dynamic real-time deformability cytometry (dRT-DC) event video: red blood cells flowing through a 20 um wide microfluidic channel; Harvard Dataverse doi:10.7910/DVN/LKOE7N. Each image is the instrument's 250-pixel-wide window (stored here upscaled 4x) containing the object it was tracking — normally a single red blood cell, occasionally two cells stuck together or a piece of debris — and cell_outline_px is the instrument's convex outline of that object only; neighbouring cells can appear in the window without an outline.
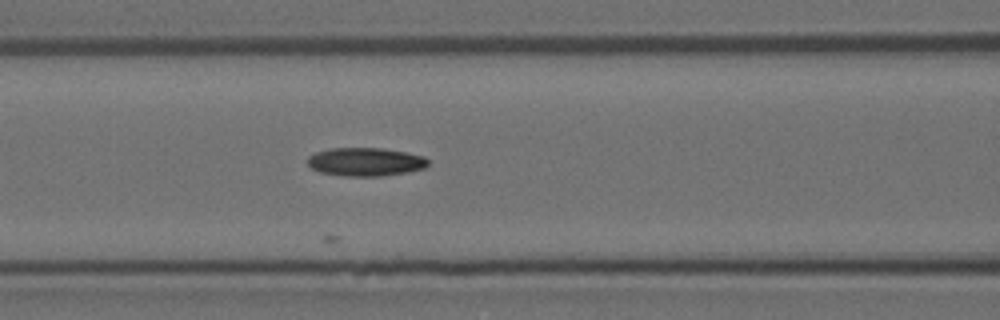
{"species": "Egyptian fruit bat (a non-hibernating species)", "species_latin": "Rousettus aegyptiacus", "temperature_condition": "room temperature", "stored_images_in_passage": 23, "camera_frame_rate_fps": 3000, "um_per_image_px": 0.085, "animal": {"sex": "female"}, "frame": {"image": 1, "passage_image": 14, "time_ms": 4.333, "image_size_px": [1000, 320], "cell_outline_px": [[428, 164], [424, 168], [408, 172], [380, 176], [344, 176], [320, 172], [312, 168], [308, 164], [308, 156], [316, 152], [332, 148], [380, 148], [404, 152], [424, 156], [428, 160]], "centroid_in_image_um": [31.06, 13.76], "position_along_channel_um": 135.5, "area_um2": 19.83}}
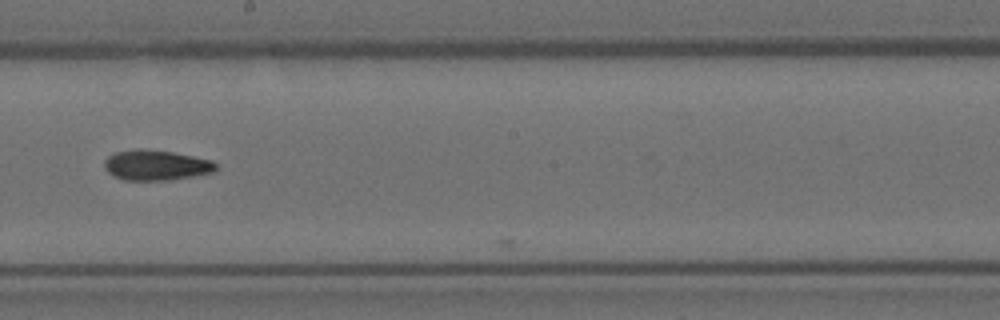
{"frame": {"image": 2, "passage_image": 22, "time_ms": 7.0, "image_size_px": [1000, 320], "cell_outline_px": [[216, 172], [172, 180], [124, 180], [108, 172], [104, 168], [104, 160], [108, 156], [116, 152], [172, 152], [212, 160], [216, 164]], "centroid_in_image_um": [13.33, 14.1], "position_along_channel_um": 234.9, "area_um2": 18.9}}